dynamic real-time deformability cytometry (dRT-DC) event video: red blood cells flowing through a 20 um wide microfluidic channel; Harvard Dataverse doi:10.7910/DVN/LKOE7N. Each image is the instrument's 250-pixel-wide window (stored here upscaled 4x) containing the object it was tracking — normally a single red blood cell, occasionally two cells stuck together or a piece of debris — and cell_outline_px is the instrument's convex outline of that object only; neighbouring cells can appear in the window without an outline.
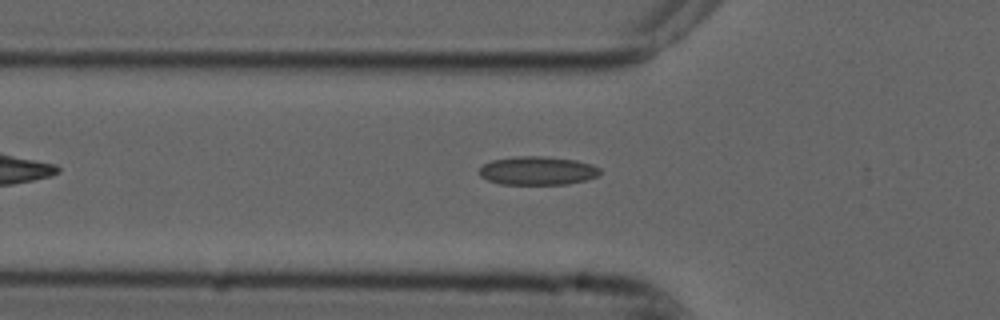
{"species": "common noctule bat (a hibernating species)", "species_latin": "Nyctalus noctula", "temperature_condition": "cold", "stored_images_in_passage": 39, "camera_frame_rate_fps": 3000, "um_per_image_px": 0.085, "animal": {"sex": "male", "forearm_length_mm": 52.5}, "frame": {"image": 1, "passage_image": 10, "time_ms": 3.0, "image_size_px": [1000, 320], "cell_outline_px": [[600, 172], [596, 176], [584, 180], [568, 184], [500, 184], [488, 180], [480, 176], [480, 168], [484, 164], [492, 160], [516, 156], [544, 156], [576, 160], [592, 164], [600, 168]], "centroid_in_image_um": [45.68, 14.5], "position_along_channel_um": 80.1, "area_um2": 20.0}}
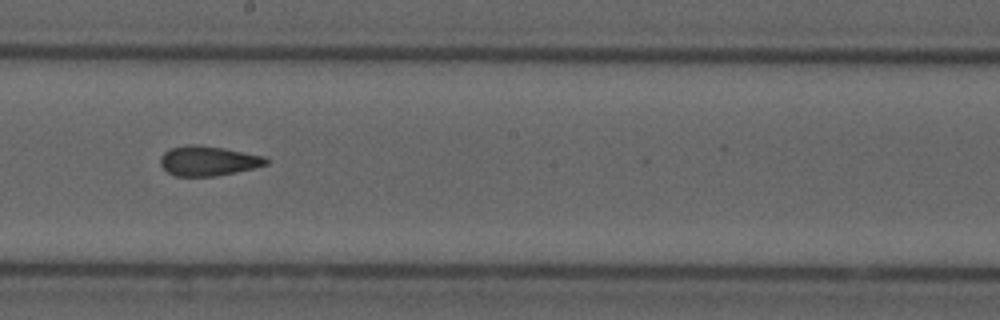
{"frame": {"image": 2, "passage_image": 22, "time_ms": 7.0, "image_size_px": [1000, 320], "cell_outline_px": [[268, 164], [236, 172], [216, 176], [176, 176], [168, 172], [160, 164], [160, 156], [164, 152], [172, 148], [188, 144], [200, 144], [224, 148], [264, 156], [268, 160]], "centroid_in_image_um": [17.68, 13.66], "position_along_channel_um": 230.5, "area_um2": 18.32}}
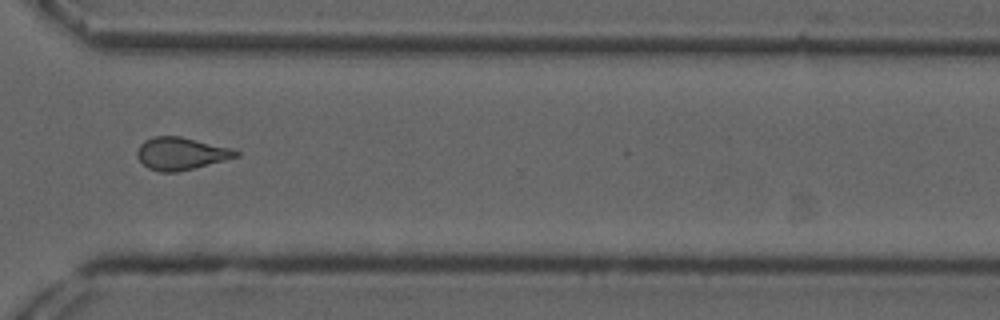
{"frame": {"image": 3, "passage_image": 32, "time_ms": 10.333, "image_size_px": [1000, 320], "cell_outline_px": [[240, 156], [176, 172], [160, 172], [148, 168], [136, 156], [136, 152], [140, 144], [144, 140], [156, 136], [180, 136], [232, 148], [240, 152]], "centroid_in_image_um": [15.37, 13.04], "position_along_channel_um": 355.2, "area_um2": 18.55}}